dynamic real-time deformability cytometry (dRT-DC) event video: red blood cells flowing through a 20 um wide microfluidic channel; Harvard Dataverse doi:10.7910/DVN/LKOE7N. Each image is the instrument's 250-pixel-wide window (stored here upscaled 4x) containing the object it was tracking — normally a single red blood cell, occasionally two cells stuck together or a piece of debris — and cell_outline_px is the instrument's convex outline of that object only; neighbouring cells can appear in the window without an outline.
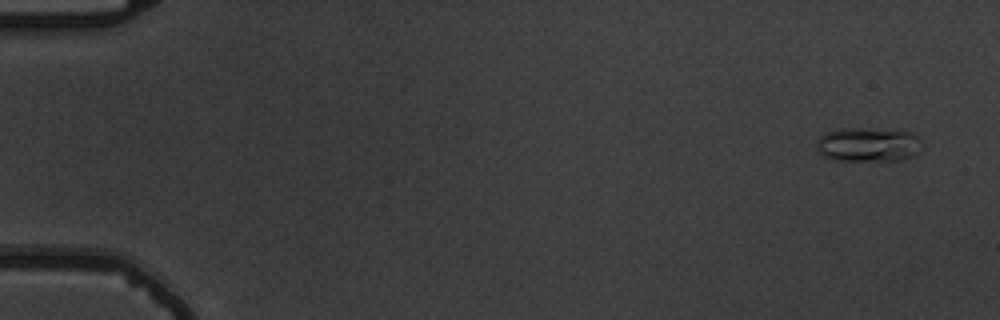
{"species": "common noctule bat (a hibernating species)", "species_latin": "Nyctalus noctula", "temperature_condition": "warm", "stored_images_in_passage": 9, "camera_frame_rate_fps": 3000, "um_per_image_px": 0.085, "animal": {"sex": "male", "body_mass_g": 19.5, "forearm_length_mm": 54.6}, "frame": {"image": 1, "passage_image": 1, "time_ms": 0.0, "image_size_px": [1000, 320], "cell_outline_px": [[920, 140], [916, 152], [912, 156], [900, 160], [832, 160], [824, 156], [816, 148], [816, 140], [824, 132], [840, 128], [896, 128], [912, 132]], "centroid_in_image_um": [73.75, 12.25], "position_along_channel_um": 11.3, "area_um2": 21.33}}
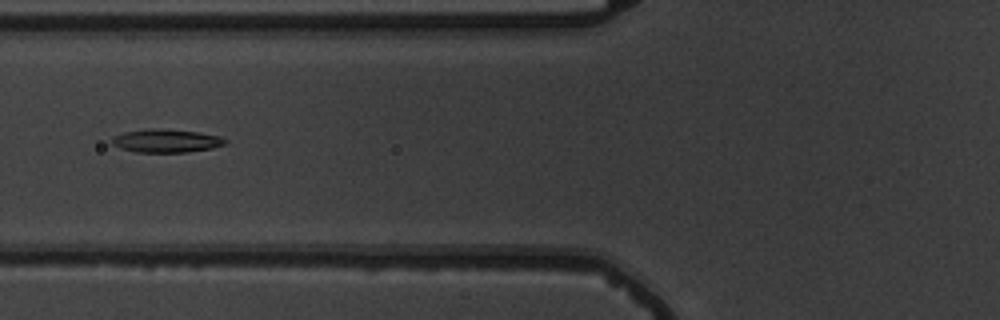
{"frame": {"image": 2, "passage_image": 6, "time_ms": 6.667, "image_size_px": [1000, 320], "cell_outline_px": [[228, 144], [212, 148], [188, 152], [136, 152], [120, 148], [112, 144], [112, 136], [124, 132], [148, 128], [152, 128], [200, 132], [220, 136], [228, 140]], "centroid_in_image_um": [14.15, 11.97], "position_along_channel_um": 111.6, "area_um2": 15.49}}
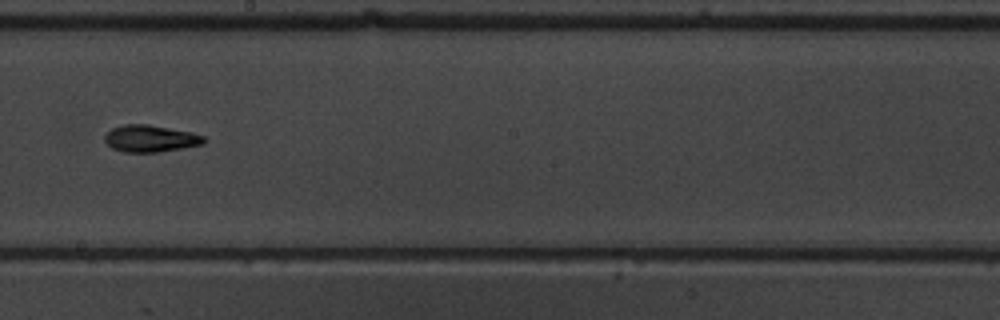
{"frame": {"image": 3, "passage_image": 9, "time_ms": 10.0, "image_size_px": [1000, 320], "cell_outline_px": [[208, 140], [204, 144], [156, 152], [124, 152], [112, 148], [104, 140], [104, 136], [112, 128], [124, 124], [148, 124], [192, 132], [204, 136]], "centroid_in_image_um": [12.8, 11.77], "position_along_channel_um": 235.4, "area_um2": 15.55}}